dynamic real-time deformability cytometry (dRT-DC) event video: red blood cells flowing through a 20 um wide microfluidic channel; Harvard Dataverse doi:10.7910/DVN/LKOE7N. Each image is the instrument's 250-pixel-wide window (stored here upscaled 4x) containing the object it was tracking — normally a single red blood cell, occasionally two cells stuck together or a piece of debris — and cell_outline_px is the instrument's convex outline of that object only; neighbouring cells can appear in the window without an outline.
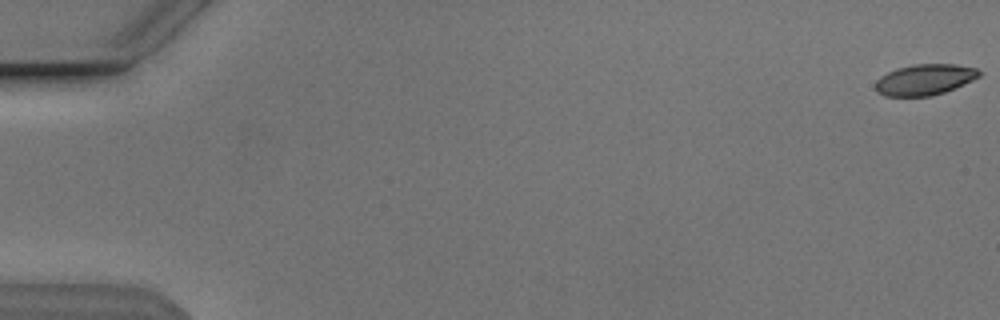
{"species": "Egyptian fruit bat (a non-hibernating species)", "species_latin": "Rousettus aegyptiacus", "temperature_condition": "cold", "stored_images_in_passage": 55, "camera_frame_rate_fps": 3000, "um_per_image_px": 0.085, "animal": {"sex": "male"}, "frame": {"image": 1, "passage_image": 1, "time_ms": 0.0, "image_size_px": [1000, 320], "cell_outline_px": [[980, 76], [956, 88], [932, 96], [884, 96], [876, 92], [876, 80], [880, 76], [896, 68], [912, 64], [956, 64], [976, 68], [980, 72]], "centroid_in_image_um": [78.58, 6.77], "position_along_channel_um": 6.4, "area_um2": 18.79}}
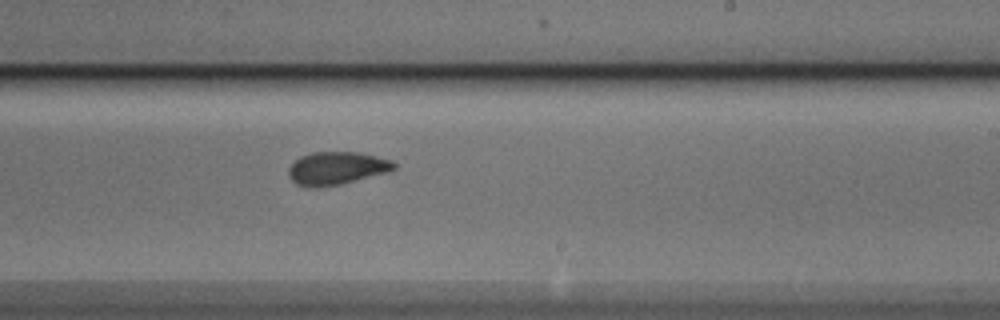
{"frame": {"image": 2, "passage_image": 34, "time_ms": 11.0, "image_size_px": [1000, 320], "cell_outline_px": [[396, 168], [388, 172], [340, 184], [316, 188], [312, 188], [296, 184], [288, 176], [288, 168], [300, 156], [312, 152], [360, 152], [392, 160], [396, 164]], "centroid_in_image_um": [28.6, 14.3], "position_along_channel_um": 260.4, "area_um2": 20.29}}
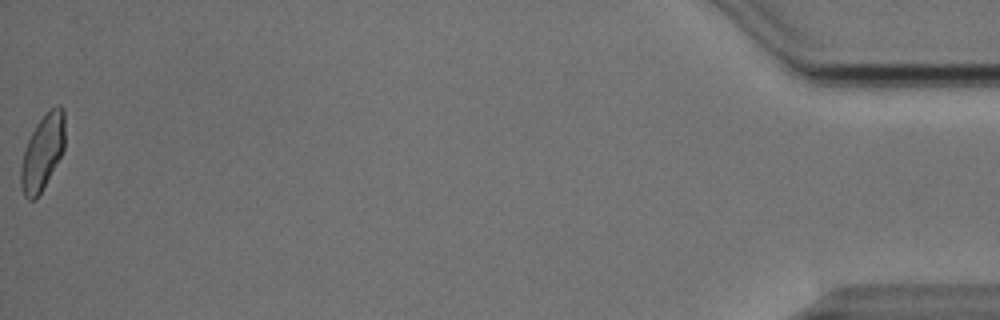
{"frame": {"image": 3, "passage_image": 55, "time_ms": 18.0, "image_size_px": [1000, 320], "cell_outline_px": [[64, 148], [60, 156], [36, 200], [28, 200], [24, 196], [20, 184], [20, 168], [24, 148], [36, 124], [56, 104], [60, 104], [64, 108]], "centroid_in_image_um": [3.59, 12.95], "position_along_channel_um": 431.6, "area_um2": 19.13}, "authors_computed_cell_mechanics": {"area_um2": 20.0566, "velocity_mm_per_s": 3.8309, "shape_relaxation_time_tau1_ms": 5.5129, "shape_relaxation_time_tau2_ms": 1.3753, "deformation_change_tau1": 0.1639, "deformation_change_tau2": 0.0522}}